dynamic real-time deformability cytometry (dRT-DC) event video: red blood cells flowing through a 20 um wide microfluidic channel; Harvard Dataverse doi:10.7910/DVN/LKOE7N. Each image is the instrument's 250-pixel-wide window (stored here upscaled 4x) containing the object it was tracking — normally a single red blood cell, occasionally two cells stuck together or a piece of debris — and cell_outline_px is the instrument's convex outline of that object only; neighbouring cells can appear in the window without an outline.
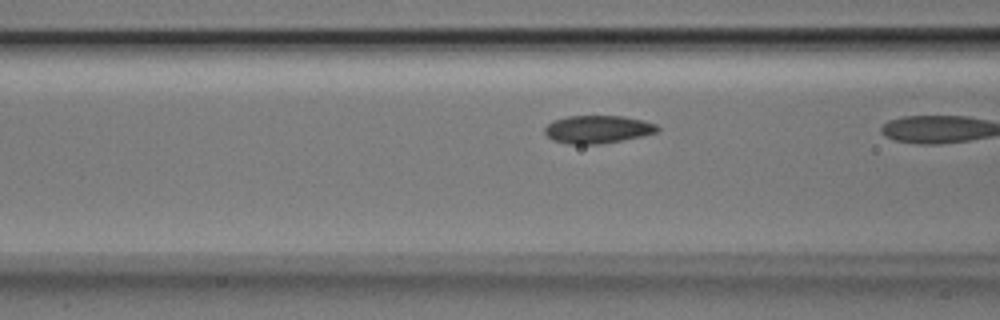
{"species": "Egyptian fruit bat (a non-hibernating species)", "species_latin": "Rousettus aegyptiacus", "temperature_condition": "room temperature", "stored_images_in_passage": 16, "camera_frame_rate_fps": 3000, "um_per_image_px": 0.085, "animal": {"sex": "male"}, "frame": {"image": 1, "passage_image": 15, "time_ms": 4.667, "image_size_px": [1000, 320], "cell_outline_px": [[660, 128], [656, 132], [624, 140], [600, 144], [568, 144], [552, 140], [544, 132], [544, 128], [552, 120], [568, 116], [624, 116], [644, 120], [656, 124]], "centroid_in_image_um": [50.78, 10.99], "position_along_channel_um": 115.8, "area_um2": 18.38}}